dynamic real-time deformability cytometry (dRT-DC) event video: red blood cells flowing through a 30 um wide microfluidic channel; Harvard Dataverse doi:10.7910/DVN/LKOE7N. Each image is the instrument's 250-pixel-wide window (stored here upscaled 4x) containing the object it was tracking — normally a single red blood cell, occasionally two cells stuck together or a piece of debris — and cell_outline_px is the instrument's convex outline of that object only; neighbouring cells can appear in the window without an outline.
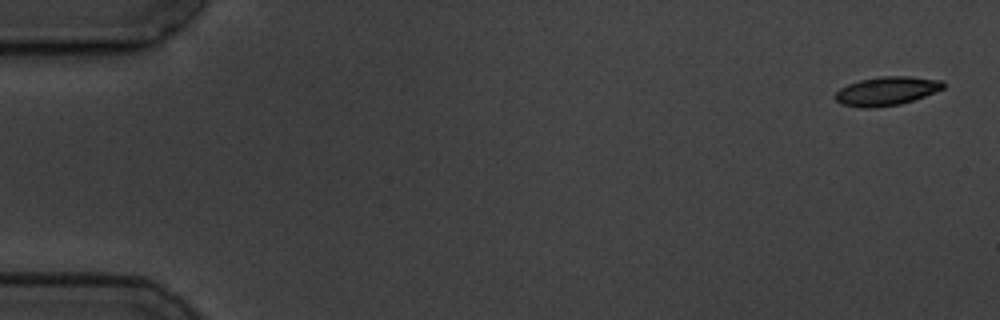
{"species": "common noctule bat (a hibernating species)", "species_latin": "Nyctalus noctula", "temperature_condition": "cold", "stored_images_in_passage": 7, "camera_frame_rate_fps": 3000, "um_per_image_px": 0.085, "animal": {"sex": "male", "body_mass_g": 19.5, "forearm_length_mm": 54.6}, "frame": {"image": 1, "passage_image": 1, "time_ms": 0.0, "image_size_px": [1000, 320], "cell_outline_px": [[944, 88], [924, 96], [900, 104], [872, 108], [864, 108], [840, 104], [832, 96], [840, 88], [848, 84], [860, 80], [880, 76], [912, 76], [944, 80]], "centroid_in_image_um": [75.34, 7.73], "position_along_channel_um": 9.7, "area_um2": 18.21}}
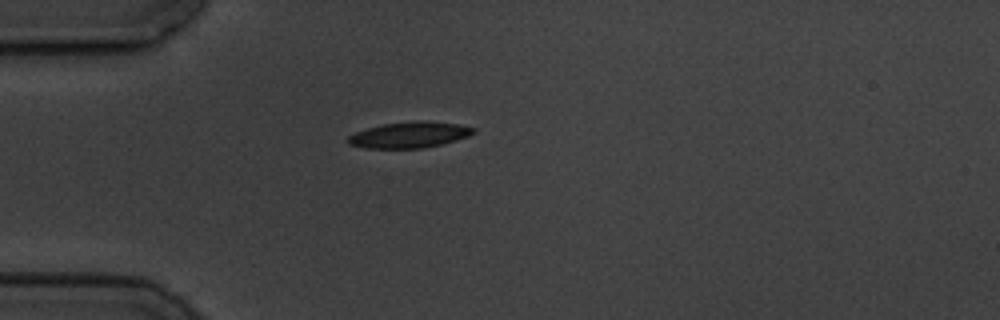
{"frame": {"image": 2, "passage_image": 5, "time_ms": 4.667, "image_size_px": [1000, 320], "cell_outline_px": [[476, 132], [468, 136], [444, 144], [424, 148], [364, 148], [348, 144], [348, 136], [356, 132], [368, 128], [384, 124], [416, 120], [428, 120], [456, 124], [476, 128]], "centroid_in_image_um": [34.83, 11.46], "position_along_channel_um": 50.2, "area_um2": 19.07}}
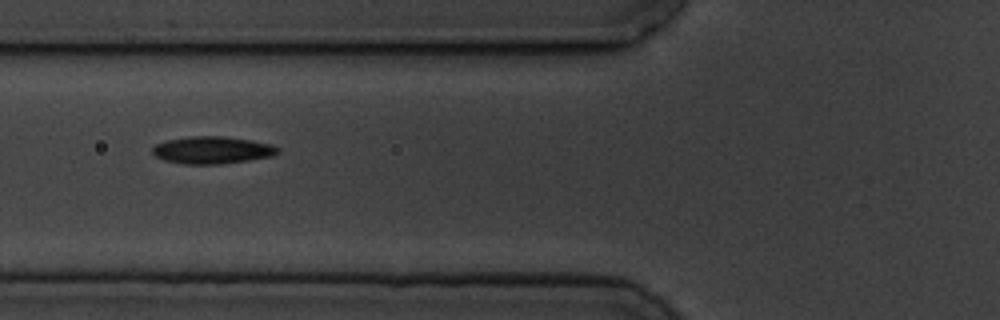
{"frame": {"image": 3, "passage_image": 7, "time_ms": 6.667, "image_size_px": [1000, 320], "cell_outline_px": [[280, 152], [272, 156], [248, 160], [220, 164], [184, 164], [164, 160], [156, 156], [152, 152], [152, 148], [156, 144], [168, 140], [192, 136], [224, 136], [252, 140], [272, 144], [280, 148]], "centroid_in_image_um": [18.08, 12.75], "position_along_channel_um": 107.7, "area_um2": 19.94}}